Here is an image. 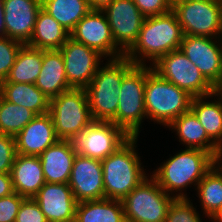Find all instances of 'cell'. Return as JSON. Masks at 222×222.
Returning a JSON list of instances; mask_svg holds the SVG:
<instances>
[{
  "instance_id": "8992f818",
  "label": "cell",
  "mask_w": 222,
  "mask_h": 222,
  "mask_svg": "<svg viewBox=\"0 0 222 222\" xmlns=\"http://www.w3.org/2000/svg\"><path fill=\"white\" fill-rule=\"evenodd\" d=\"M49 114L61 140H73L93 122L85 88H72L51 99Z\"/></svg>"
},
{
  "instance_id": "74e56055",
  "label": "cell",
  "mask_w": 222,
  "mask_h": 222,
  "mask_svg": "<svg viewBox=\"0 0 222 222\" xmlns=\"http://www.w3.org/2000/svg\"><path fill=\"white\" fill-rule=\"evenodd\" d=\"M14 193L10 173H0V198Z\"/></svg>"
},
{
  "instance_id": "6da1fadb",
  "label": "cell",
  "mask_w": 222,
  "mask_h": 222,
  "mask_svg": "<svg viewBox=\"0 0 222 222\" xmlns=\"http://www.w3.org/2000/svg\"><path fill=\"white\" fill-rule=\"evenodd\" d=\"M184 33L176 14L145 17L137 40L124 54L134 65L154 64L161 56L180 49Z\"/></svg>"
},
{
  "instance_id": "ab89813d",
  "label": "cell",
  "mask_w": 222,
  "mask_h": 222,
  "mask_svg": "<svg viewBox=\"0 0 222 222\" xmlns=\"http://www.w3.org/2000/svg\"><path fill=\"white\" fill-rule=\"evenodd\" d=\"M3 10H4L3 0H0V37L6 36L4 11Z\"/></svg>"
},
{
  "instance_id": "277c9868",
  "label": "cell",
  "mask_w": 222,
  "mask_h": 222,
  "mask_svg": "<svg viewBox=\"0 0 222 222\" xmlns=\"http://www.w3.org/2000/svg\"><path fill=\"white\" fill-rule=\"evenodd\" d=\"M138 138L130 137L101 161L105 198L122 201L147 177L136 149Z\"/></svg>"
},
{
  "instance_id": "7bdbcfd3",
  "label": "cell",
  "mask_w": 222,
  "mask_h": 222,
  "mask_svg": "<svg viewBox=\"0 0 222 222\" xmlns=\"http://www.w3.org/2000/svg\"><path fill=\"white\" fill-rule=\"evenodd\" d=\"M215 92L222 94V76H221L219 83L215 86Z\"/></svg>"
},
{
  "instance_id": "83f0119b",
  "label": "cell",
  "mask_w": 222,
  "mask_h": 222,
  "mask_svg": "<svg viewBox=\"0 0 222 222\" xmlns=\"http://www.w3.org/2000/svg\"><path fill=\"white\" fill-rule=\"evenodd\" d=\"M42 67V49L24 44L16 57L8 77L1 82L35 84Z\"/></svg>"
},
{
  "instance_id": "9c48e42d",
  "label": "cell",
  "mask_w": 222,
  "mask_h": 222,
  "mask_svg": "<svg viewBox=\"0 0 222 222\" xmlns=\"http://www.w3.org/2000/svg\"><path fill=\"white\" fill-rule=\"evenodd\" d=\"M172 11L184 35L222 38V0H182Z\"/></svg>"
},
{
  "instance_id": "d590c367",
  "label": "cell",
  "mask_w": 222,
  "mask_h": 222,
  "mask_svg": "<svg viewBox=\"0 0 222 222\" xmlns=\"http://www.w3.org/2000/svg\"><path fill=\"white\" fill-rule=\"evenodd\" d=\"M15 222H48L39 204L32 198H26L20 206Z\"/></svg>"
},
{
  "instance_id": "f1b7e54d",
  "label": "cell",
  "mask_w": 222,
  "mask_h": 222,
  "mask_svg": "<svg viewBox=\"0 0 222 222\" xmlns=\"http://www.w3.org/2000/svg\"><path fill=\"white\" fill-rule=\"evenodd\" d=\"M42 8L69 33L91 10L87 0H42Z\"/></svg>"
},
{
  "instance_id": "30bf717a",
  "label": "cell",
  "mask_w": 222,
  "mask_h": 222,
  "mask_svg": "<svg viewBox=\"0 0 222 222\" xmlns=\"http://www.w3.org/2000/svg\"><path fill=\"white\" fill-rule=\"evenodd\" d=\"M151 66L162 78L187 91L193 97L206 96L215 92V87L181 49L161 56Z\"/></svg>"
},
{
  "instance_id": "44dd1931",
  "label": "cell",
  "mask_w": 222,
  "mask_h": 222,
  "mask_svg": "<svg viewBox=\"0 0 222 222\" xmlns=\"http://www.w3.org/2000/svg\"><path fill=\"white\" fill-rule=\"evenodd\" d=\"M10 174L14 192L24 198L32 199L46 183L39 156L17 154Z\"/></svg>"
},
{
  "instance_id": "ac0fdd59",
  "label": "cell",
  "mask_w": 222,
  "mask_h": 222,
  "mask_svg": "<svg viewBox=\"0 0 222 222\" xmlns=\"http://www.w3.org/2000/svg\"><path fill=\"white\" fill-rule=\"evenodd\" d=\"M6 36L28 44L42 0H3Z\"/></svg>"
},
{
  "instance_id": "60d3db41",
  "label": "cell",
  "mask_w": 222,
  "mask_h": 222,
  "mask_svg": "<svg viewBox=\"0 0 222 222\" xmlns=\"http://www.w3.org/2000/svg\"><path fill=\"white\" fill-rule=\"evenodd\" d=\"M214 166L222 172V145L218 147L214 156Z\"/></svg>"
},
{
  "instance_id": "d6a6232c",
  "label": "cell",
  "mask_w": 222,
  "mask_h": 222,
  "mask_svg": "<svg viewBox=\"0 0 222 222\" xmlns=\"http://www.w3.org/2000/svg\"><path fill=\"white\" fill-rule=\"evenodd\" d=\"M23 45V43L7 36L0 37V82L8 77L17 54Z\"/></svg>"
},
{
  "instance_id": "d4e9b609",
  "label": "cell",
  "mask_w": 222,
  "mask_h": 222,
  "mask_svg": "<svg viewBox=\"0 0 222 222\" xmlns=\"http://www.w3.org/2000/svg\"><path fill=\"white\" fill-rule=\"evenodd\" d=\"M1 96L16 105H22L36 115L49 113L50 99L35 85L0 82Z\"/></svg>"
},
{
  "instance_id": "7402d4cb",
  "label": "cell",
  "mask_w": 222,
  "mask_h": 222,
  "mask_svg": "<svg viewBox=\"0 0 222 222\" xmlns=\"http://www.w3.org/2000/svg\"><path fill=\"white\" fill-rule=\"evenodd\" d=\"M35 85L50 100L72 89L67 81L60 49L42 50V67Z\"/></svg>"
},
{
  "instance_id": "ba28073f",
  "label": "cell",
  "mask_w": 222,
  "mask_h": 222,
  "mask_svg": "<svg viewBox=\"0 0 222 222\" xmlns=\"http://www.w3.org/2000/svg\"><path fill=\"white\" fill-rule=\"evenodd\" d=\"M175 197L168 195L149 175L123 200L126 222H165Z\"/></svg>"
},
{
  "instance_id": "ffe728a7",
  "label": "cell",
  "mask_w": 222,
  "mask_h": 222,
  "mask_svg": "<svg viewBox=\"0 0 222 222\" xmlns=\"http://www.w3.org/2000/svg\"><path fill=\"white\" fill-rule=\"evenodd\" d=\"M76 154L72 140L59 139L48 147L39 156L45 182L68 184Z\"/></svg>"
},
{
  "instance_id": "e0dca14e",
  "label": "cell",
  "mask_w": 222,
  "mask_h": 222,
  "mask_svg": "<svg viewBox=\"0 0 222 222\" xmlns=\"http://www.w3.org/2000/svg\"><path fill=\"white\" fill-rule=\"evenodd\" d=\"M33 199L48 222H74L77 201L67 183H45Z\"/></svg>"
},
{
  "instance_id": "52a82bcc",
  "label": "cell",
  "mask_w": 222,
  "mask_h": 222,
  "mask_svg": "<svg viewBox=\"0 0 222 222\" xmlns=\"http://www.w3.org/2000/svg\"><path fill=\"white\" fill-rule=\"evenodd\" d=\"M145 83L146 65H135L122 80L116 126L121 127L130 137L139 136L142 120L147 119L144 102Z\"/></svg>"
},
{
  "instance_id": "cb8c5ba5",
  "label": "cell",
  "mask_w": 222,
  "mask_h": 222,
  "mask_svg": "<svg viewBox=\"0 0 222 222\" xmlns=\"http://www.w3.org/2000/svg\"><path fill=\"white\" fill-rule=\"evenodd\" d=\"M213 97L214 100L211 101L210 98L213 99ZM190 109L194 112L200 124L205 129L207 136L218 147L221 146L222 145V94L213 92L210 95L193 97Z\"/></svg>"
},
{
  "instance_id": "484cf974",
  "label": "cell",
  "mask_w": 222,
  "mask_h": 222,
  "mask_svg": "<svg viewBox=\"0 0 222 222\" xmlns=\"http://www.w3.org/2000/svg\"><path fill=\"white\" fill-rule=\"evenodd\" d=\"M69 37L70 33L41 8L36 17L31 40L27 45L42 50L60 49Z\"/></svg>"
},
{
  "instance_id": "9a60e30c",
  "label": "cell",
  "mask_w": 222,
  "mask_h": 222,
  "mask_svg": "<svg viewBox=\"0 0 222 222\" xmlns=\"http://www.w3.org/2000/svg\"><path fill=\"white\" fill-rule=\"evenodd\" d=\"M181 51L215 87L222 76V38L184 35Z\"/></svg>"
},
{
  "instance_id": "b9f144b4",
  "label": "cell",
  "mask_w": 222,
  "mask_h": 222,
  "mask_svg": "<svg viewBox=\"0 0 222 222\" xmlns=\"http://www.w3.org/2000/svg\"><path fill=\"white\" fill-rule=\"evenodd\" d=\"M210 218L213 222H222V207L213 213V215L209 217V220Z\"/></svg>"
},
{
  "instance_id": "4316f807",
  "label": "cell",
  "mask_w": 222,
  "mask_h": 222,
  "mask_svg": "<svg viewBox=\"0 0 222 222\" xmlns=\"http://www.w3.org/2000/svg\"><path fill=\"white\" fill-rule=\"evenodd\" d=\"M74 222H126L122 201L104 198L78 202Z\"/></svg>"
},
{
  "instance_id": "2e32d148",
  "label": "cell",
  "mask_w": 222,
  "mask_h": 222,
  "mask_svg": "<svg viewBox=\"0 0 222 222\" xmlns=\"http://www.w3.org/2000/svg\"><path fill=\"white\" fill-rule=\"evenodd\" d=\"M68 185L77 202L104 199L101 161L76 154Z\"/></svg>"
},
{
  "instance_id": "5b68a950",
  "label": "cell",
  "mask_w": 222,
  "mask_h": 222,
  "mask_svg": "<svg viewBox=\"0 0 222 222\" xmlns=\"http://www.w3.org/2000/svg\"><path fill=\"white\" fill-rule=\"evenodd\" d=\"M193 96L162 78L152 66L146 65L144 102L147 119L168 126L189 111Z\"/></svg>"
},
{
  "instance_id": "5bb4252c",
  "label": "cell",
  "mask_w": 222,
  "mask_h": 222,
  "mask_svg": "<svg viewBox=\"0 0 222 222\" xmlns=\"http://www.w3.org/2000/svg\"><path fill=\"white\" fill-rule=\"evenodd\" d=\"M102 11L116 46L125 54L137 40L145 16L133 0H112Z\"/></svg>"
},
{
  "instance_id": "7c38bea8",
  "label": "cell",
  "mask_w": 222,
  "mask_h": 222,
  "mask_svg": "<svg viewBox=\"0 0 222 222\" xmlns=\"http://www.w3.org/2000/svg\"><path fill=\"white\" fill-rule=\"evenodd\" d=\"M70 37L97 50L107 59H116L124 53L116 46L107 17L102 10H90L70 32Z\"/></svg>"
},
{
  "instance_id": "ee69618b",
  "label": "cell",
  "mask_w": 222,
  "mask_h": 222,
  "mask_svg": "<svg viewBox=\"0 0 222 222\" xmlns=\"http://www.w3.org/2000/svg\"><path fill=\"white\" fill-rule=\"evenodd\" d=\"M166 1L169 3L171 7H173L175 4L181 2L182 0H166Z\"/></svg>"
},
{
  "instance_id": "7a4b0ae2",
  "label": "cell",
  "mask_w": 222,
  "mask_h": 222,
  "mask_svg": "<svg viewBox=\"0 0 222 222\" xmlns=\"http://www.w3.org/2000/svg\"><path fill=\"white\" fill-rule=\"evenodd\" d=\"M162 163L151 176L168 195L182 199L189 196L186 189L197 187L214 166V156L204 150L185 148Z\"/></svg>"
},
{
  "instance_id": "603a6c76",
  "label": "cell",
  "mask_w": 222,
  "mask_h": 222,
  "mask_svg": "<svg viewBox=\"0 0 222 222\" xmlns=\"http://www.w3.org/2000/svg\"><path fill=\"white\" fill-rule=\"evenodd\" d=\"M167 128L174 129L180 144L186 148L204 150L215 156L218 146L207 136L191 109L173 120Z\"/></svg>"
},
{
  "instance_id": "f546056e",
  "label": "cell",
  "mask_w": 222,
  "mask_h": 222,
  "mask_svg": "<svg viewBox=\"0 0 222 222\" xmlns=\"http://www.w3.org/2000/svg\"><path fill=\"white\" fill-rule=\"evenodd\" d=\"M204 216L209 218L222 207V172L213 166L196 189Z\"/></svg>"
},
{
  "instance_id": "8d00e7d4",
  "label": "cell",
  "mask_w": 222,
  "mask_h": 222,
  "mask_svg": "<svg viewBox=\"0 0 222 222\" xmlns=\"http://www.w3.org/2000/svg\"><path fill=\"white\" fill-rule=\"evenodd\" d=\"M140 12L145 16L163 15L172 10L166 0H133Z\"/></svg>"
},
{
  "instance_id": "836d02e7",
  "label": "cell",
  "mask_w": 222,
  "mask_h": 222,
  "mask_svg": "<svg viewBox=\"0 0 222 222\" xmlns=\"http://www.w3.org/2000/svg\"><path fill=\"white\" fill-rule=\"evenodd\" d=\"M17 155L15 138L0 133V173H10Z\"/></svg>"
},
{
  "instance_id": "f35d334b",
  "label": "cell",
  "mask_w": 222,
  "mask_h": 222,
  "mask_svg": "<svg viewBox=\"0 0 222 222\" xmlns=\"http://www.w3.org/2000/svg\"><path fill=\"white\" fill-rule=\"evenodd\" d=\"M112 0H87L88 5L91 10H102L108 4L111 3Z\"/></svg>"
},
{
  "instance_id": "d6986e66",
  "label": "cell",
  "mask_w": 222,
  "mask_h": 222,
  "mask_svg": "<svg viewBox=\"0 0 222 222\" xmlns=\"http://www.w3.org/2000/svg\"><path fill=\"white\" fill-rule=\"evenodd\" d=\"M14 138L17 154L24 156H40L59 140L49 113L37 115Z\"/></svg>"
},
{
  "instance_id": "4fadbf2b",
  "label": "cell",
  "mask_w": 222,
  "mask_h": 222,
  "mask_svg": "<svg viewBox=\"0 0 222 222\" xmlns=\"http://www.w3.org/2000/svg\"><path fill=\"white\" fill-rule=\"evenodd\" d=\"M68 84L72 88H86L105 58L97 50L71 37L60 48ZM104 59V60H102ZM102 60V61H101Z\"/></svg>"
},
{
  "instance_id": "3957f363",
  "label": "cell",
  "mask_w": 222,
  "mask_h": 222,
  "mask_svg": "<svg viewBox=\"0 0 222 222\" xmlns=\"http://www.w3.org/2000/svg\"><path fill=\"white\" fill-rule=\"evenodd\" d=\"M107 60L99 66L85 91L93 121H111L116 125L122 80L135 65L125 56Z\"/></svg>"
},
{
  "instance_id": "4dcf8cb0",
  "label": "cell",
  "mask_w": 222,
  "mask_h": 222,
  "mask_svg": "<svg viewBox=\"0 0 222 222\" xmlns=\"http://www.w3.org/2000/svg\"><path fill=\"white\" fill-rule=\"evenodd\" d=\"M36 116L30 109L10 103L0 95V133L15 137Z\"/></svg>"
},
{
  "instance_id": "e575fe53",
  "label": "cell",
  "mask_w": 222,
  "mask_h": 222,
  "mask_svg": "<svg viewBox=\"0 0 222 222\" xmlns=\"http://www.w3.org/2000/svg\"><path fill=\"white\" fill-rule=\"evenodd\" d=\"M25 199L16 192L0 198V222H15L21 203Z\"/></svg>"
},
{
  "instance_id": "8fae6325",
  "label": "cell",
  "mask_w": 222,
  "mask_h": 222,
  "mask_svg": "<svg viewBox=\"0 0 222 222\" xmlns=\"http://www.w3.org/2000/svg\"><path fill=\"white\" fill-rule=\"evenodd\" d=\"M129 138L111 121H93L72 142L77 154L102 161Z\"/></svg>"
},
{
  "instance_id": "1f68e13d",
  "label": "cell",
  "mask_w": 222,
  "mask_h": 222,
  "mask_svg": "<svg viewBox=\"0 0 222 222\" xmlns=\"http://www.w3.org/2000/svg\"><path fill=\"white\" fill-rule=\"evenodd\" d=\"M190 198L174 199L170 204L165 222H203Z\"/></svg>"
}]
</instances>
